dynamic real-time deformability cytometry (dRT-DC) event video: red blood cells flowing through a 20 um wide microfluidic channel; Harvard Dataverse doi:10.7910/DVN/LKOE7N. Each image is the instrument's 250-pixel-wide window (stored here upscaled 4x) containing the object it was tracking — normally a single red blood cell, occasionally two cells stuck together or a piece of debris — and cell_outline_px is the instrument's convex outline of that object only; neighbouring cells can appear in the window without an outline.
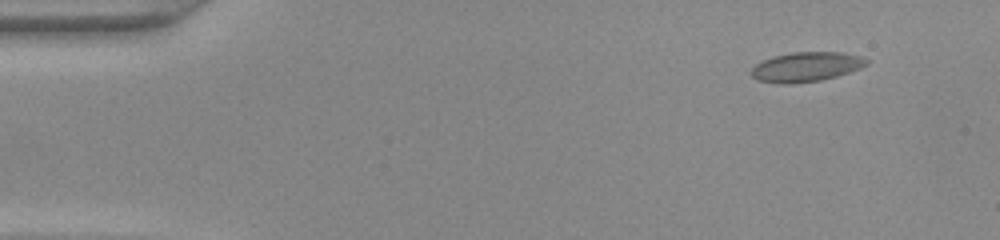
{"species": "common noctule bat (a hibernating species)", "species_latin": "Nyctalus noctula", "temperature_condition": "warm", "stored_images_in_passage": 48, "camera_frame_rate_fps": 3000, "um_per_image_px": 0.085, "animal": {"sex": "female", "body_mass_g": 22.0, "forearm_length_mm": 56.7}, "frame": {"image": 1, "passage_image": 5, "time_ms": 1.333, "image_size_px": [1000, 240], "cell_outline_px": [[868, 64], [860, 68], [836, 76], [820, 80], [792, 84], [780, 84], [756, 80], [752, 76], [752, 68], [756, 64], [772, 56], [792, 52], [844, 52], [860, 56], [868, 60]], "centroid_in_image_um": [68.51, 5.68], "position_along_channel_um": 16.5, "area_um2": 19.88}}
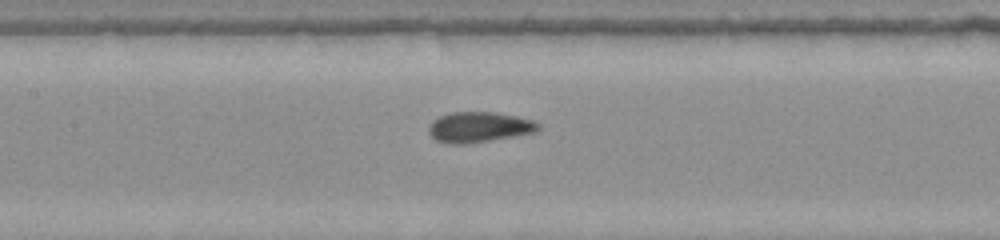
{"frame": {"image": 2, "passage_image": 23, "time_ms": 7.333, "image_size_px": [1000, 240], "cell_outline_px": [[540, 128], [536, 132], [464, 144], [448, 144], [436, 140], [428, 132], [428, 128], [432, 120], [440, 116], [452, 112], [496, 112], [516, 116], [532, 120], [540, 124]], "centroid_in_image_um": [40.7, 10.8], "position_along_channel_um": 166.7, "area_um2": 19.31}}
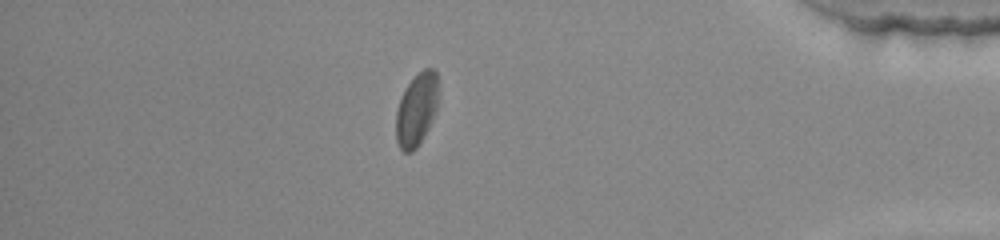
{"frame": {"image": 3, "passage_image": 42, "time_ms": 13.667, "image_size_px": [1000, 240], "cell_outline_px": [[436, 112], [424, 136], [416, 148], [412, 152], [404, 152], [400, 148], [396, 140], [396, 112], [400, 100], [408, 84], [424, 68], [432, 68], [436, 72]], "centroid_in_image_um": [35.38, 9.36], "position_along_channel_um": 399.8, "area_um2": 17.46}}